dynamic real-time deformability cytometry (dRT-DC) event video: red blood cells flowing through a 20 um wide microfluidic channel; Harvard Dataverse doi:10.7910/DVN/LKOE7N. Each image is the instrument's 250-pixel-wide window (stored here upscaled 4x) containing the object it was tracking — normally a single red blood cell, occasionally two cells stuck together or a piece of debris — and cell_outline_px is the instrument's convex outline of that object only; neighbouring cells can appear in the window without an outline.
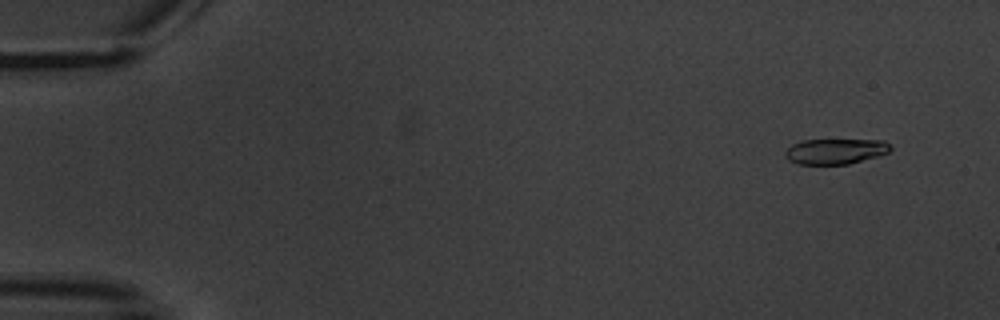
{"species": "common noctule bat (a hibernating species)", "species_latin": "Nyctalus noctula", "temperature_condition": "warm", "stored_images_in_passage": 6, "camera_frame_rate_fps": 3000, "um_per_image_px": 0.085, "animal": {"sex": "male", "body_mass_g": 20.1, "forearm_length_mm": 53.5}, "frame": {"image": 1, "passage_image": 1, "time_ms": 0.0, "image_size_px": [1000, 320], "cell_outline_px": [[892, 148], [888, 152], [880, 156], [848, 164], [800, 164], [788, 160], [784, 156], [784, 152], [792, 144], [804, 140], [884, 140]], "centroid_in_image_um": [71.01, 12.86], "position_along_channel_um": 14.0, "area_um2": 15.61}}
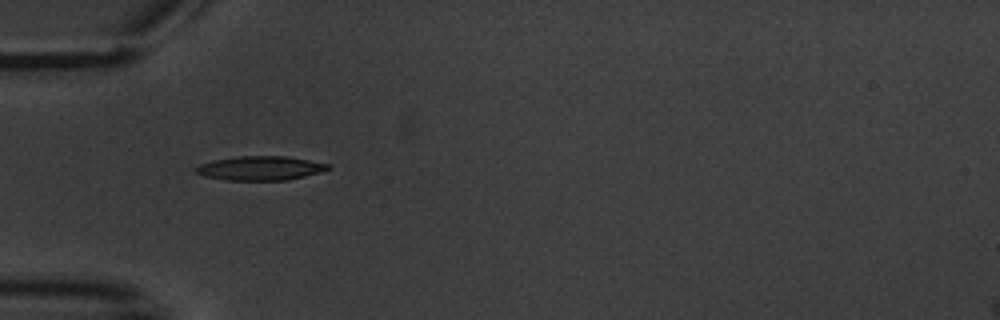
{"frame": {"image": 2, "passage_image": 5, "time_ms": 5.0, "image_size_px": [1000, 320], "cell_outline_px": [[332, 168], [320, 172], [288, 180], [228, 180], [204, 176], [196, 172], [192, 168], [200, 164], [216, 160], [240, 156], [284, 156], [308, 160], [328, 164]], "centroid_in_image_um": [22.11, 14.3], "position_along_channel_um": 62.9, "area_um2": 18.38}}